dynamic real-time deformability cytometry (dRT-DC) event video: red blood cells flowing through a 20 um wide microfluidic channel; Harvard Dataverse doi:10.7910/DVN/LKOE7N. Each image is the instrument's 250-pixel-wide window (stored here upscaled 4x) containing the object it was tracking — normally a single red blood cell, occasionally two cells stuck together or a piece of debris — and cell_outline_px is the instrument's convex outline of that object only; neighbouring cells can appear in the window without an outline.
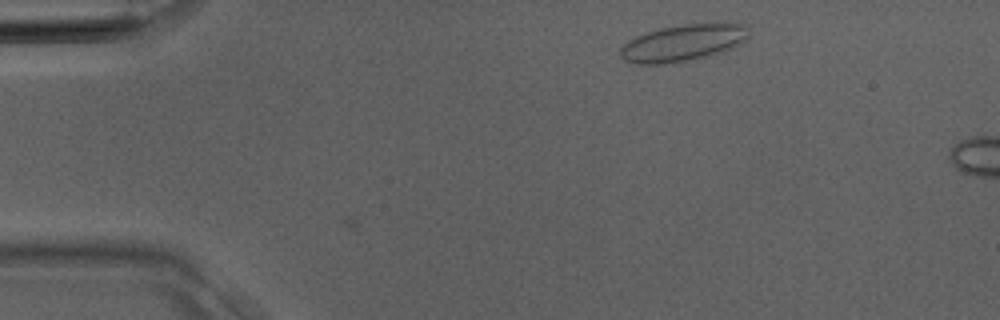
{"species": "Egyptian fruit bat (a non-hibernating species)", "species_latin": "Rousettus aegyptiacus", "temperature_condition": "room temperature", "stored_images_in_passage": 2, "camera_frame_rate_fps": 3000, "um_per_image_px": 0.085, "animal": {"sex": "male"}, "frame": {"image": 1, "passage_image": 1, "time_ms": 0.0, "image_size_px": [1000, 320], "cell_outline_px": [[748, 36], [740, 44], [720, 52], [688, 60], [664, 64], [636, 64], [624, 60], [620, 56], [620, 48], [628, 40], [636, 36], [660, 28], [684, 24], [748, 24]], "centroid_in_image_um": [58.01, 3.65], "position_along_channel_um": 27.0, "area_um2": 27.05}}